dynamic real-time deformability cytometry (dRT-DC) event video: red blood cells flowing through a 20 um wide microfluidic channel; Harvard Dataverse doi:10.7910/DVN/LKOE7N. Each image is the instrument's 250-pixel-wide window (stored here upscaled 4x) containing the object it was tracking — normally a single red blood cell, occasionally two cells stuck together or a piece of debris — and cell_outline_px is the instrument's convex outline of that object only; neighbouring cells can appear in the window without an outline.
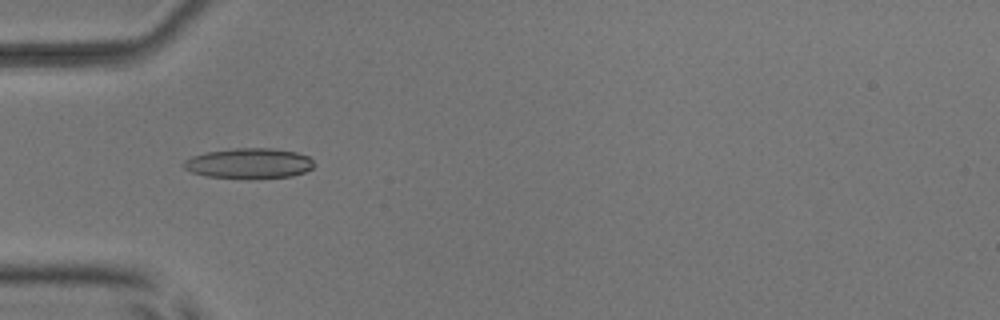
{"species": "common noctule bat (a hibernating species)", "species_latin": "Nyctalus noctula", "temperature_condition": "room temperature", "stored_images_in_passage": 4, "camera_frame_rate_fps": 3000, "um_per_image_px": 0.085, "animal": {"sex": "male", "body_mass_g": 17.9, "forearm_length_mm": 54.2}, "frame": {"image": 1, "passage_image": 4, "time_ms": 3.333, "image_size_px": [1000, 320], "cell_outline_px": [[312, 168], [304, 172], [292, 176], [248, 180], [208, 176], [192, 172], [184, 168], [180, 164], [184, 160], [192, 156], [208, 152], [236, 148], [268, 148], [296, 152], [308, 156], [312, 160]], "centroid_in_image_um": [21.14, 13.91], "position_along_channel_um": 63.9, "area_um2": 23.24}}